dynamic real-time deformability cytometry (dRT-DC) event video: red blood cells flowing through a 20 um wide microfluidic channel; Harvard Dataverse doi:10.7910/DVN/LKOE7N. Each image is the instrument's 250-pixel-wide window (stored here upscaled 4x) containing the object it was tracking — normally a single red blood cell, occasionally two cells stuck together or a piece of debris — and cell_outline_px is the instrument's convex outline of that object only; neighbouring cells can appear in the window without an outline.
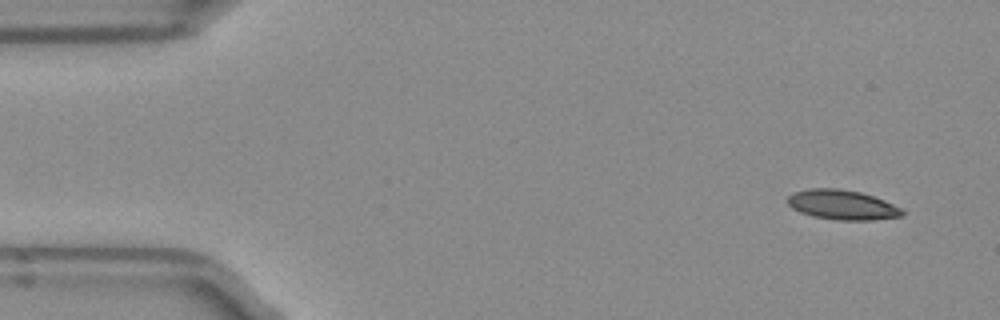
{"species": "Egyptian fruit bat (a non-hibernating species)", "species_latin": "Rousettus aegyptiacus", "temperature_condition": "room temperature", "stored_images_in_passage": 9, "camera_frame_rate_fps": 3000, "um_per_image_px": 0.085, "frame": {"image": 1, "passage_image": 1, "time_ms": 0.0, "image_size_px": [1000, 320], "cell_outline_px": [[904, 216], [872, 220], [836, 220], [812, 216], [800, 212], [792, 208], [788, 204], [788, 196], [792, 192], [808, 188], [836, 188], [860, 192], [884, 200], [900, 208], [904, 212]], "centroid_in_image_um": [71.56, 17.41], "position_along_channel_um": 13.4, "area_um2": 19.88}}